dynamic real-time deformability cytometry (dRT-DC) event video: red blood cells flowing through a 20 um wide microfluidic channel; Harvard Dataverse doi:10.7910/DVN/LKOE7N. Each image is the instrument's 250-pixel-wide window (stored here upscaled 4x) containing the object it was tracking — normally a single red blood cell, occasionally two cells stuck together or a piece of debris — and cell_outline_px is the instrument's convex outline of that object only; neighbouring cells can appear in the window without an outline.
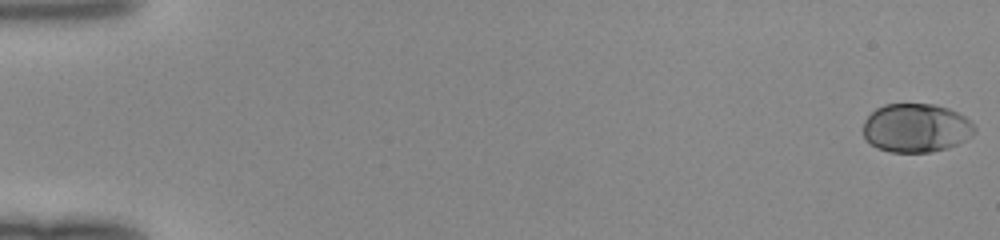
{"species": "human", "species_latin": "Homo sapiens", "temperature_condition": "room temperature", "stored_images_in_passage": 51, "camera_frame_rate_fps": 3000, "um_per_image_px": 0.085, "donor": {"sex": "female"}, "frame": {"image": 1, "passage_image": 1, "time_ms": 0.0, "image_size_px": [1000, 240], "cell_outline_px": [[976, 132], [972, 136], [948, 148], [932, 152], [888, 152], [876, 148], [864, 136], [864, 120], [876, 108], [884, 104], [936, 104], [948, 108], [964, 116], [976, 128]], "centroid_in_image_um": [77.87, 10.88], "position_along_channel_um": 7.1, "area_um2": 31.67}}
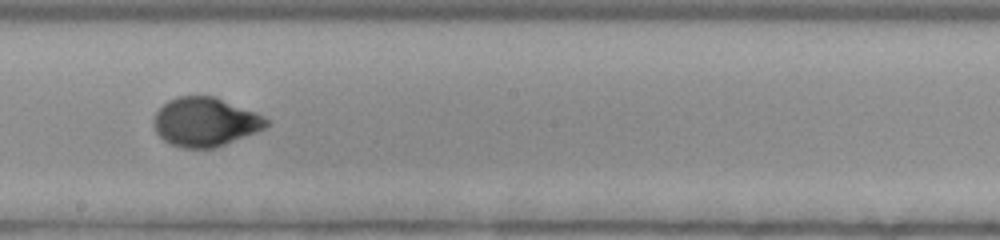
{"frame": {"image": 2, "passage_image": 30, "time_ms": 9.667, "image_size_px": [1000, 240], "cell_outline_px": [[268, 124], [264, 128], [256, 132], [216, 148], [180, 148], [164, 140], [156, 132], [152, 124], [152, 120], [156, 112], [168, 100], [180, 96], [216, 96], [256, 112], [264, 116], [268, 120]], "centroid_in_image_um": [17.43, 10.36], "position_along_channel_um": 230.8, "area_um2": 32.25}}
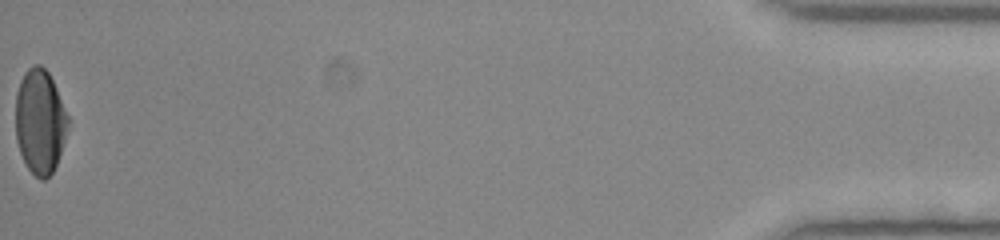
{"frame": {"image": 3, "passage_image": 51, "time_ms": 16.667, "image_size_px": [1000, 240], "cell_outline_px": [[68, 124], [64, 140], [56, 164], [52, 172], [44, 180], [40, 180], [28, 168], [20, 152], [16, 140], [16, 92], [20, 80], [24, 72], [32, 64], [40, 64], [48, 72], [56, 88], [68, 116]], "centroid_in_image_um": [3.38, 10.3], "position_along_channel_um": 431.8, "area_um2": 31.67}}